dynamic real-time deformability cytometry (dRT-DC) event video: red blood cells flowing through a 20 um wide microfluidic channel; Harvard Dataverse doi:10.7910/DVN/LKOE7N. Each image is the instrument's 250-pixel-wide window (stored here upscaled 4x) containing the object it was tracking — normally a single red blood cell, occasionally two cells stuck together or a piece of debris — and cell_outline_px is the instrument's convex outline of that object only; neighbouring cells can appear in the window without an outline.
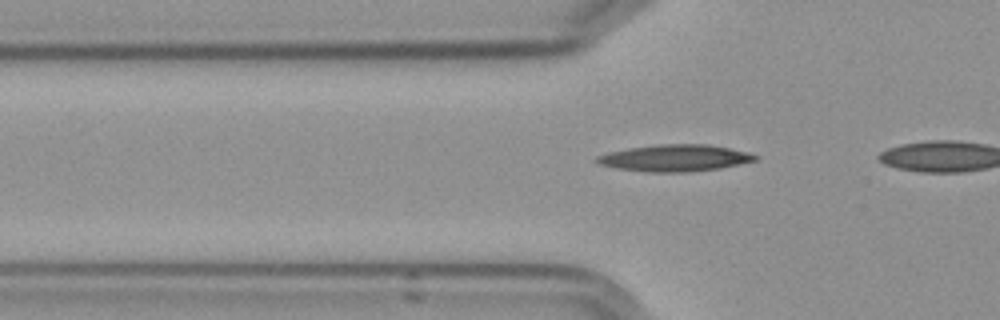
{"species": "Egyptian fruit bat (a non-hibernating species)", "species_latin": "Rousettus aegyptiacus", "temperature_condition": "cold", "stored_images_in_passage": 14, "camera_frame_rate_fps": 3000, "um_per_image_px": 0.085, "frame": {"image": 1, "passage_image": 7, "time_ms": 2.0, "image_size_px": [1000, 320], "cell_outline_px": [[760, 156], [756, 160], [720, 168], [684, 172], [648, 172], [620, 168], [600, 164], [592, 160], [596, 156], [608, 152], [628, 148], [656, 144], [708, 144], [748, 152]], "centroid_in_image_um": [57.35, 13.42], "position_along_channel_um": 68.5, "area_um2": 24.57}}
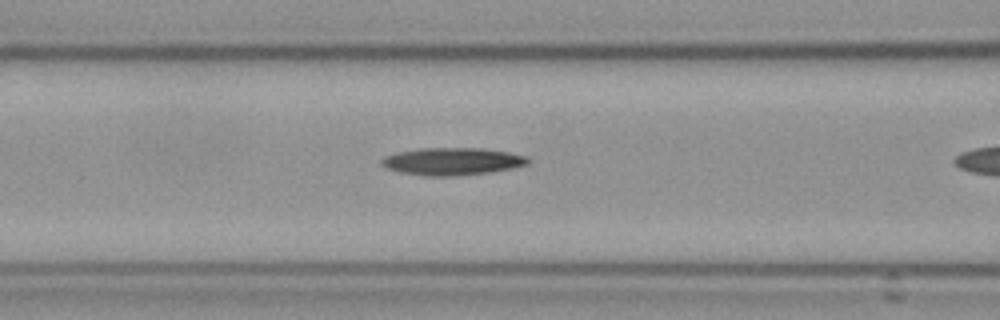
{"frame": {"image": 2, "passage_image": 12, "time_ms": 3.667, "image_size_px": [1000, 320], "cell_outline_px": [[532, 160], [528, 164], [512, 168], [488, 172], [448, 176], [424, 176], [400, 172], [388, 168], [380, 164], [380, 160], [384, 156], [400, 152], [420, 148], [484, 148], [508, 152], [528, 156]], "centroid_in_image_um": [38.46, 13.71], "position_along_channel_um": 128.1, "area_um2": 23.35}}